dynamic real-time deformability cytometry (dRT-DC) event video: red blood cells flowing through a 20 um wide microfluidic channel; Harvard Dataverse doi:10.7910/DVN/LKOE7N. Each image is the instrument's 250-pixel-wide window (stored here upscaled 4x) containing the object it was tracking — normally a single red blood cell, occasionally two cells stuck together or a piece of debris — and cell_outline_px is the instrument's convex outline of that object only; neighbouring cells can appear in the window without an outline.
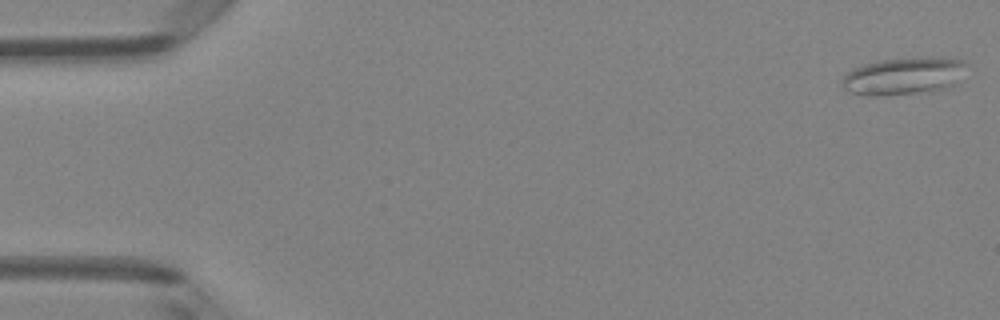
{"species": "Egyptian fruit bat (a non-hibernating species)", "species_latin": "Rousettus aegyptiacus", "temperature_condition": "room temperature", "stored_images_in_passage": 49, "camera_frame_rate_fps": 3000, "um_per_image_px": 0.085, "animal": {"sex": "female"}, "frame": {"image": 1, "passage_image": 1, "time_ms": 0.0, "image_size_px": [1000, 320], "cell_outline_px": [[968, 64], [956, 84], [948, 88], [888, 96], [868, 96], [852, 92], [844, 88], [840, 84], [840, 80], [848, 72], [864, 64], [880, 60], [932, 56], [940, 56], [964, 60]], "centroid_in_image_um": [76.85, 6.45], "position_along_channel_um": 8.2, "area_um2": 27.4}}
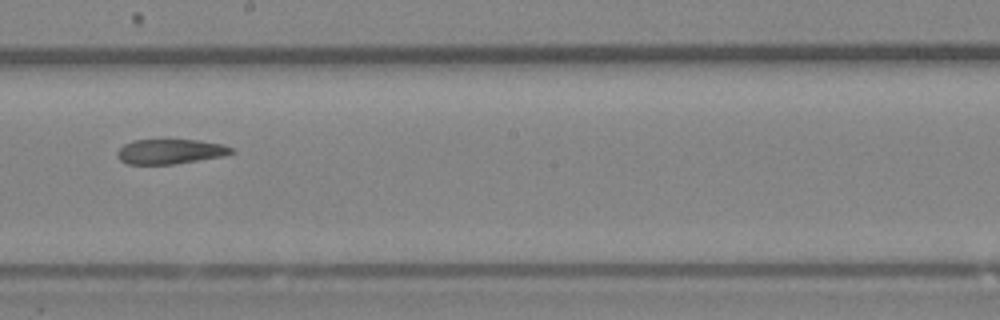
{"frame": {"image": 2, "passage_image": 28, "time_ms": 9.0, "image_size_px": [1000, 320], "cell_outline_px": [[236, 152], [224, 156], [172, 164], [128, 164], [120, 160], [116, 156], [116, 152], [124, 144], [132, 140], [200, 140], [224, 144], [232, 148]], "centroid_in_image_um": [14.48, 12.87], "position_along_channel_um": 233.7, "area_um2": 16.59}}
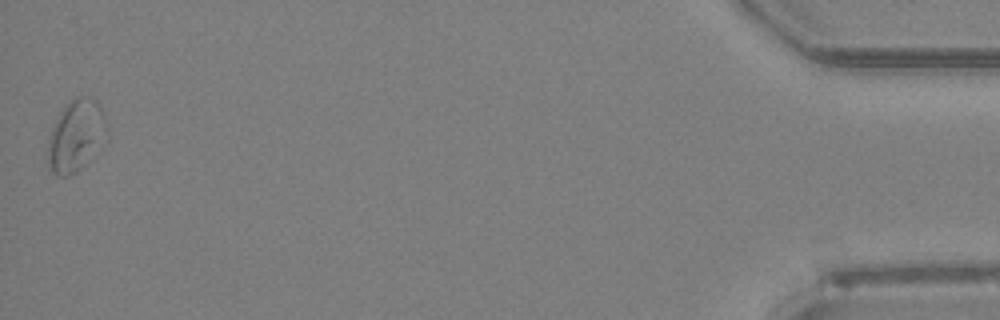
{"frame": {"image": 3, "passage_image": 49, "time_ms": 16.0, "image_size_px": [1000, 320], "cell_outline_px": [[108, 140], [76, 172], [68, 176], [56, 176], [52, 172], [48, 164], [48, 140], [52, 128], [64, 104], [68, 100], [76, 96], [92, 96], [96, 100], [108, 124]], "centroid_in_image_um": [6.49, 11.51], "position_along_channel_um": 428.7, "area_um2": 25.09}, "authors_computed_cell_mechanics": {"area_um2": 18.9584, "velocity_mm_per_s": 4.101, "shape_relaxation_time_tau1_ms": null, "shape_relaxation_time_tau2_ms": 8.5025, "deformation_change_tau1": null, "deformation_change_tau2": 0.1757}}